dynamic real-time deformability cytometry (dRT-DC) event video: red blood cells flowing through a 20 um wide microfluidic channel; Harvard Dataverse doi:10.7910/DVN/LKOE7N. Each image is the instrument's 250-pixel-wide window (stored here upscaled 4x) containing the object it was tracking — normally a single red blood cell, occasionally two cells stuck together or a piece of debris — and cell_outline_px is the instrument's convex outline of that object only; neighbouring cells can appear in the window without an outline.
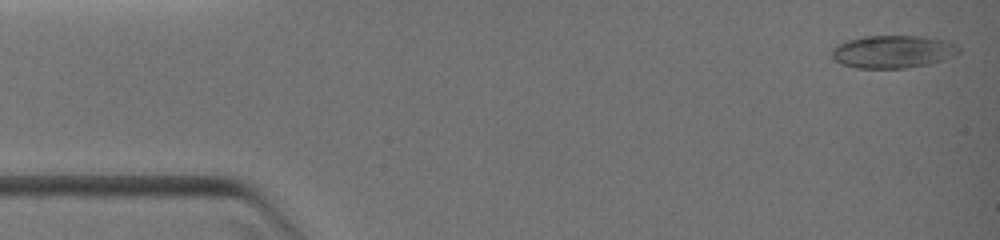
{"species": "common noctule bat (a hibernating species)", "species_latin": "Nyctalus noctula", "temperature_condition": "warm", "stored_images_in_passage": 45, "camera_frame_rate_fps": 3000, "um_per_image_px": 0.085, "animal": {"sex": "female", "body_mass_g": 19.0, "forearm_length_mm": 51.5}, "frame": {"image": 1, "passage_image": 1, "time_ms": 0.0, "image_size_px": [1000, 240], "cell_outline_px": [[960, 52], [956, 56], [928, 64], [908, 68], [856, 68], [840, 64], [832, 56], [832, 48], [836, 44], [848, 40], [864, 36], [924, 36], [948, 40], [956, 44], [960, 48]], "centroid_in_image_um": [75.93, 4.39], "position_along_channel_um": 9.1, "area_um2": 24.57}}
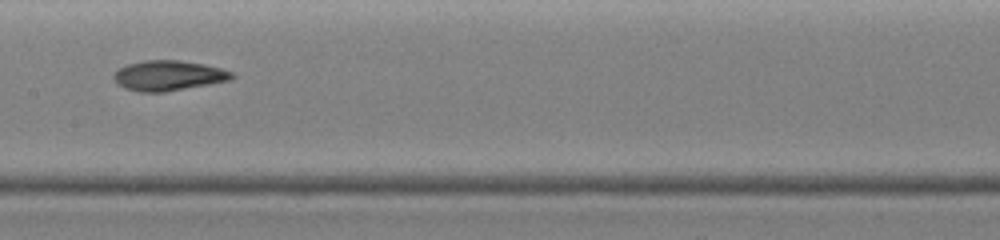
{"frame": {"image": 2, "passage_image": 31, "time_ms": 6.333, "image_size_px": [1000, 240], "cell_outline_px": [[236, 76], [232, 80], [164, 92], [140, 92], [124, 88], [116, 84], [112, 76], [120, 68], [128, 64], [144, 60], [180, 60], [204, 64], [220, 68], [232, 72]], "centroid_in_image_um": [14.32, 6.43], "position_along_channel_um": 193.1, "area_um2": 20.81}}
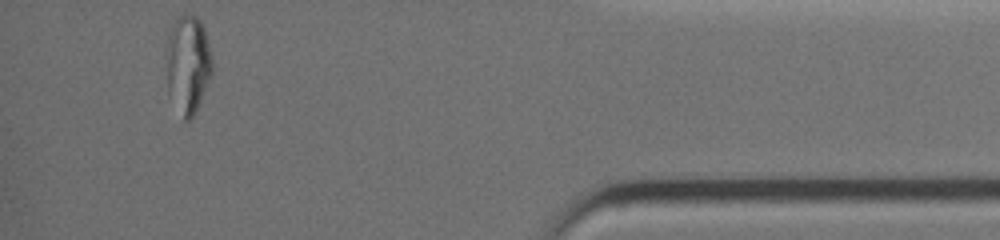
{"frame": {"image": 3, "passage_image": 45, "time_ms": 12.0, "image_size_px": [1000, 240], "cell_outline_px": [[212, 72], [200, 100], [192, 116], [188, 120], [184, 120], [168, 92], [168, 36], [176, 16], [196, 16], [200, 20], [204, 28], [212, 56]], "centroid_in_image_um": [15.99, 5.42], "position_along_channel_um": 419.2, "area_um2": 25.37}}